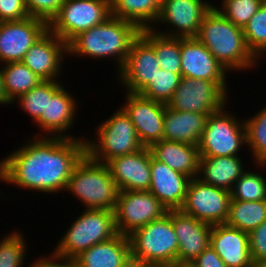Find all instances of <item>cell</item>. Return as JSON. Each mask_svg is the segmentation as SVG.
<instances>
[{"instance_id": "cell-1", "label": "cell", "mask_w": 266, "mask_h": 267, "mask_svg": "<svg viewBox=\"0 0 266 267\" xmlns=\"http://www.w3.org/2000/svg\"><path fill=\"white\" fill-rule=\"evenodd\" d=\"M29 138L0 159V182L44 196L64 193L75 166L86 154L85 139Z\"/></svg>"}, {"instance_id": "cell-2", "label": "cell", "mask_w": 266, "mask_h": 267, "mask_svg": "<svg viewBox=\"0 0 266 267\" xmlns=\"http://www.w3.org/2000/svg\"><path fill=\"white\" fill-rule=\"evenodd\" d=\"M141 30L133 23L112 15L102 24L85 30L67 43L68 57H90L89 60L113 59L116 73L130 52L132 42Z\"/></svg>"}, {"instance_id": "cell-3", "label": "cell", "mask_w": 266, "mask_h": 267, "mask_svg": "<svg viewBox=\"0 0 266 267\" xmlns=\"http://www.w3.org/2000/svg\"><path fill=\"white\" fill-rule=\"evenodd\" d=\"M198 41L212 53L230 73L256 70L260 62L247 46L243 28L235 26L216 8L205 15L197 36Z\"/></svg>"}, {"instance_id": "cell-4", "label": "cell", "mask_w": 266, "mask_h": 267, "mask_svg": "<svg viewBox=\"0 0 266 267\" xmlns=\"http://www.w3.org/2000/svg\"><path fill=\"white\" fill-rule=\"evenodd\" d=\"M65 193H71L85 209L114 211L119 189L105 163L85 154L67 181Z\"/></svg>"}, {"instance_id": "cell-5", "label": "cell", "mask_w": 266, "mask_h": 267, "mask_svg": "<svg viewBox=\"0 0 266 267\" xmlns=\"http://www.w3.org/2000/svg\"><path fill=\"white\" fill-rule=\"evenodd\" d=\"M68 227L51 253L71 261L91 246L118 234L114 211L105 209H84Z\"/></svg>"}, {"instance_id": "cell-6", "label": "cell", "mask_w": 266, "mask_h": 267, "mask_svg": "<svg viewBox=\"0 0 266 267\" xmlns=\"http://www.w3.org/2000/svg\"><path fill=\"white\" fill-rule=\"evenodd\" d=\"M128 237L133 261L151 267H168L177 261L179 244L172 225L171 210Z\"/></svg>"}, {"instance_id": "cell-7", "label": "cell", "mask_w": 266, "mask_h": 267, "mask_svg": "<svg viewBox=\"0 0 266 267\" xmlns=\"http://www.w3.org/2000/svg\"><path fill=\"white\" fill-rule=\"evenodd\" d=\"M94 130V139L85 138L86 154L100 163L141 150L136 129L129 115L120 106L109 118L99 123Z\"/></svg>"}, {"instance_id": "cell-8", "label": "cell", "mask_w": 266, "mask_h": 267, "mask_svg": "<svg viewBox=\"0 0 266 267\" xmlns=\"http://www.w3.org/2000/svg\"><path fill=\"white\" fill-rule=\"evenodd\" d=\"M228 105L208 116L198 145L201 158L241 156L240 150L247 149L244 120L230 113Z\"/></svg>"}, {"instance_id": "cell-9", "label": "cell", "mask_w": 266, "mask_h": 267, "mask_svg": "<svg viewBox=\"0 0 266 267\" xmlns=\"http://www.w3.org/2000/svg\"><path fill=\"white\" fill-rule=\"evenodd\" d=\"M111 15L109 0H64L48 23V30L68 43L77 34L104 23Z\"/></svg>"}, {"instance_id": "cell-10", "label": "cell", "mask_w": 266, "mask_h": 267, "mask_svg": "<svg viewBox=\"0 0 266 267\" xmlns=\"http://www.w3.org/2000/svg\"><path fill=\"white\" fill-rule=\"evenodd\" d=\"M64 81H47V106L46 113L35 122L41 131L31 137L49 138H74L85 139L83 136H75L70 133L78 116V101L71 91H67ZM40 127V128H39ZM69 132V134H67Z\"/></svg>"}, {"instance_id": "cell-11", "label": "cell", "mask_w": 266, "mask_h": 267, "mask_svg": "<svg viewBox=\"0 0 266 267\" xmlns=\"http://www.w3.org/2000/svg\"><path fill=\"white\" fill-rule=\"evenodd\" d=\"M228 82L182 77L167 107L176 111L213 114L229 102Z\"/></svg>"}, {"instance_id": "cell-12", "label": "cell", "mask_w": 266, "mask_h": 267, "mask_svg": "<svg viewBox=\"0 0 266 267\" xmlns=\"http://www.w3.org/2000/svg\"><path fill=\"white\" fill-rule=\"evenodd\" d=\"M213 5L209 0H162L158 18L151 30L167 37L195 38ZM159 23L167 30L159 29Z\"/></svg>"}, {"instance_id": "cell-13", "label": "cell", "mask_w": 266, "mask_h": 267, "mask_svg": "<svg viewBox=\"0 0 266 267\" xmlns=\"http://www.w3.org/2000/svg\"><path fill=\"white\" fill-rule=\"evenodd\" d=\"M166 207L150 191H119L114 209L117 233L129 236L135 230L167 214Z\"/></svg>"}, {"instance_id": "cell-14", "label": "cell", "mask_w": 266, "mask_h": 267, "mask_svg": "<svg viewBox=\"0 0 266 267\" xmlns=\"http://www.w3.org/2000/svg\"><path fill=\"white\" fill-rule=\"evenodd\" d=\"M231 200V192L203 183L192 178L187 187L182 213L202 222L216 225L225 224Z\"/></svg>"}, {"instance_id": "cell-15", "label": "cell", "mask_w": 266, "mask_h": 267, "mask_svg": "<svg viewBox=\"0 0 266 267\" xmlns=\"http://www.w3.org/2000/svg\"><path fill=\"white\" fill-rule=\"evenodd\" d=\"M158 58L152 46L139 35L121 69L115 74L117 84L124 92L140 93L160 70Z\"/></svg>"}, {"instance_id": "cell-16", "label": "cell", "mask_w": 266, "mask_h": 267, "mask_svg": "<svg viewBox=\"0 0 266 267\" xmlns=\"http://www.w3.org/2000/svg\"><path fill=\"white\" fill-rule=\"evenodd\" d=\"M125 103L120 105L129 115L138 138L144 147L163 140L166 104L153 101L139 93H124Z\"/></svg>"}, {"instance_id": "cell-17", "label": "cell", "mask_w": 266, "mask_h": 267, "mask_svg": "<svg viewBox=\"0 0 266 267\" xmlns=\"http://www.w3.org/2000/svg\"><path fill=\"white\" fill-rule=\"evenodd\" d=\"M48 30V23L31 17L0 22V65L22 61L30 47Z\"/></svg>"}, {"instance_id": "cell-18", "label": "cell", "mask_w": 266, "mask_h": 267, "mask_svg": "<svg viewBox=\"0 0 266 267\" xmlns=\"http://www.w3.org/2000/svg\"><path fill=\"white\" fill-rule=\"evenodd\" d=\"M66 55L67 43L47 30L30 47L22 62L43 81H57L63 75Z\"/></svg>"}, {"instance_id": "cell-19", "label": "cell", "mask_w": 266, "mask_h": 267, "mask_svg": "<svg viewBox=\"0 0 266 267\" xmlns=\"http://www.w3.org/2000/svg\"><path fill=\"white\" fill-rule=\"evenodd\" d=\"M151 152L143 147L134 153L109 160L111 176L119 191H149L151 184Z\"/></svg>"}, {"instance_id": "cell-20", "label": "cell", "mask_w": 266, "mask_h": 267, "mask_svg": "<svg viewBox=\"0 0 266 267\" xmlns=\"http://www.w3.org/2000/svg\"><path fill=\"white\" fill-rule=\"evenodd\" d=\"M181 76L213 82H228V71L196 38H180Z\"/></svg>"}, {"instance_id": "cell-21", "label": "cell", "mask_w": 266, "mask_h": 267, "mask_svg": "<svg viewBox=\"0 0 266 267\" xmlns=\"http://www.w3.org/2000/svg\"><path fill=\"white\" fill-rule=\"evenodd\" d=\"M179 249L177 261H193L210 246L211 224L202 222L180 210H171Z\"/></svg>"}, {"instance_id": "cell-22", "label": "cell", "mask_w": 266, "mask_h": 267, "mask_svg": "<svg viewBox=\"0 0 266 267\" xmlns=\"http://www.w3.org/2000/svg\"><path fill=\"white\" fill-rule=\"evenodd\" d=\"M151 184L149 191L167 210H179L185 200L190 177L171 169L151 155Z\"/></svg>"}, {"instance_id": "cell-23", "label": "cell", "mask_w": 266, "mask_h": 267, "mask_svg": "<svg viewBox=\"0 0 266 267\" xmlns=\"http://www.w3.org/2000/svg\"><path fill=\"white\" fill-rule=\"evenodd\" d=\"M210 246L227 267H253L249 233L226 224L212 226Z\"/></svg>"}, {"instance_id": "cell-24", "label": "cell", "mask_w": 266, "mask_h": 267, "mask_svg": "<svg viewBox=\"0 0 266 267\" xmlns=\"http://www.w3.org/2000/svg\"><path fill=\"white\" fill-rule=\"evenodd\" d=\"M130 261L129 237L119 233L91 246L73 260L75 267H125Z\"/></svg>"}, {"instance_id": "cell-25", "label": "cell", "mask_w": 266, "mask_h": 267, "mask_svg": "<svg viewBox=\"0 0 266 267\" xmlns=\"http://www.w3.org/2000/svg\"><path fill=\"white\" fill-rule=\"evenodd\" d=\"M209 115L176 111L166 106L163 140L198 146Z\"/></svg>"}, {"instance_id": "cell-26", "label": "cell", "mask_w": 266, "mask_h": 267, "mask_svg": "<svg viewBox=\"0 0 266 267\" xmlns=\"http://www.w3.org/2000/svg\"><path fill=\"white\" fill-rule=\"evenodd\" d=\"M151 155L171 169L189 176L198 177L200 153L197 145L161 140L149 147Z\"/></svg>"}, {"instance_id": "cell-27", "label": "cell", "mask_w": 266, "mask_h": 267, "mask_svg": "<svg viewBox=\"0 0 266 267\" xmlns=\"http://www.w3.org/2000/svg\"><path fill=\"white\" fill-rule=\"evenodd\" d=\"M243 156L200 158L198 179L203 183L231 192L235 182L247 170Z\"/></svg>"}, {"instance_id": "cell-28", "label": "cell", "mask_w": 266, "mask_h": 267, "mask_svg": "<svg viewBox=\"0 0 266 267\" xmlns=\"http://www.w3.org/2000/svg\"><path fill=\"white\" fill-rule=\"evenodd\" d=\"M162 0H109L111 14L135 24L140 30L151 29L160 12Z\"/></svg>"}, {"instance_id": "cell-29", "label": "cell", "mask_w": 266, "mask_h": 267, "mask_svg": "<svg viewBox=\"0 0 266 267\" xmlns=\"http://www.w3.org/2000/svg\"><path fill=\"white\" fill-rule=\"evenodd\" d=\"M1 71L3 91L9 106L21 95L43 81L22 61L2 64Z\"/></svg>"}, {"instance_id": "cell-30", "label": "cell", "mask_w": 266, "mask_h": 267, "mask_svg": "<svg viewBox=\"0 0 266 267\" xmlns=\"http://www.w3.org/2000/svg\"><path fill=\"white\" fill-rule=\"evenodd\" d=\"M266 220V200H230L226 225L250 233Z\"/></svg>"}, {"instance_id": "cell-31", "label": "cell", "mask_w": 266, "mask_h": 267, "mask_svg": "<svg viewBox=\"0 0 266 267\" xmlns=\"http://www.w3.org/2000/svg\"><path fill=\"white\" fill-rule=\"evenodd\" d=\"M140 35L154 49L162 70L181 73L180 38L157 34L151 29L141 30Z\"/></svg>"}, {"instance_id": "cell-32", "label": "cell", "mask_w": 266, "mask_h": 267, "mask_svg": "<svg viewBox=\"0 0 266 267\" xmlns=\"http://www.w3.org/2000/svg\"><path fill=\"white\" fill-rule=\"evenodd\" d=\"M254 165L257 170L248 168L235 182L231 190V199L249 202L266 200V177L263 175L264 172H260L262 169L264 171L266 165Z\"/></svg>"}, {"instance_id": "cell-33", "label": "cell", "mask_w": 266, "mask_h": 267, "mask_svg": "<svg viewBox=\"0 0 266 267\" xmlns=\"http://www.w3.org/2000/svg\"><path fill=\"white\" fill-rule=\"evenodd\" d=\"M246 129V147L252 154L253 164L266 163V106L243 119Z\"/></svg>"}, {"instance_id": "cell-34", "label": "cell", "mask_w": 266, "mask_h": 267, "mask_svg": "<svg viewBox=\"0 0 266 267\" xmlns=\"http://www.w3.org/2000/svg\"><path fill=\"white\" fill-rule=\"evenodd\" d=\"M27 245L28 242L20 230L14 229L6 233L0 239V267H23L28 252Z\"/></svg>"}, {"instance_id": "cell-35", "label": "cell", "mask_w": 266, "mask_h": 267, "mask_svg": "<svg viewBox=\"0 0 266 267\" xmlns=\"http://www.w3.org/2000/svg\"><path fill=\"white\" fill-rule=\"evenodd\" d=\"M248 48L261 61L266 57V3H263L243 27Z\"/></svg>"}, {"instance_id": "cell-36", "label": "cell", "mask_w": 266, "mask_h": 267, "mask_svg": "<svg viewBox=\"0 0 266 267\" xmlns=\"http://www.w3.org/2000/svg\"><path fill=\"white\" fill-rule=\"evenodd\" d=\"M181 79V73H173L160 69L150 83L139 94L153 101L167 105Z\"/></svg>"}, {"instance_id": "cell-37", "label": "cell", "mask_w": 266, "mask_h": 267, "mask_svg": "<svg viewBox=\"0 0 266 267\" xmlns=\"http://www.w3.org/2000/svg\"><path fill=\"white\" fill-rule=\"evenodd\" d=\"M221 6L213 5L235 26L243 28L263 4L262 0H222Z\"/></svg>"}, {"instance_id": "cell-38", "label": "cell", "mask_w": 266, "mask_h": 267, "mask_svg": "<svg viewBox=\"0 0 266 267\" xmlns=\"http://www.w3.org/2000/svg\"><path fill=\"white\" fill-rule=\"evenodd\" d=\"M15 103L18 109L23 110L28 117L31 116L30 119L35 123L42 113H46L47 81H41L37 86L17 98L12 105L14 106Z\"/></svg>"}, {"instance_id": "cell-39", "label": "cell", "mask_w": 266, "mask_h": 267, "mask_svg": "<svg viewBox=\"0 0 266 267\" xmlns=\"http://www.w3.org/2000/svg\"><path fill=\"white\" fill-rule=\"evenodd\" d=\"M31 17L49 23L59 12L64 0H24Z\"/></svg>"}, {"instance_id": "cell-40", "label": "cell", "mask_w": 266, "mask_h": 267, "mask_svg": "<svg viewBox=\"0 0 266 267\" xmlns=\"http://www.w3.org/2000/svg\"><path fill=\"white\" fill-rule=\"evenodd\" d=\"M29 16L24 0H0V22L24 20Z\"/></svg>"}, {"instance_id": "cell-41", "label": "cell", "mask_w": 266, "mask_h": 267, "mask_svg": "<svg viewBox=\"0 0 266 267\" xmlns=\"http://www.w3.org/2000/svg\"><path fill=\"white\" fill-rule=\"evenodd\" d=\"M249 248L253 263L266 260V220L249 233Z\"/></svg>"}, {"instance_id": "cell-42", "label": "cell", "mask_w": 266, "mask_h": 267, "mask_svg": "<svg viewBox=\"0 0 266 267\" xmlns=\"http://www.w3.org/2000/svg\"><path fill=\"white\" fill-rule=\"evenodd\" d=\"M47 256V257H46ZM42 255L41 257H36L37 259H32L33 262L27 263L26 267H75V264L71 260L63 259L54 256L52 253Z\"/></svg>"}, {"instance_id": "cell-43", "label": "cell", "mask_w": 266, "mask_h": 267, "mask_svg": "<svg viewBox=\"0 0 266 267\" xmlns=\"http://www.w3.org/2000/svg\"><path fill=\"white\" fill-rule=\"evenodd\" d=\"M197 267H227L211 246L193 260Z\"/></svg>"}, {"instance_id": "cell-44", "label": "cell", "mask_w": 266, "mask_h": 267, "mask_svg": "<svg viewBox=\"0 0 266 267\" xmlns=\"http://www.w3.org/2000/svg\"><path fill=\"white\" fill-rule=\"evenodd\" d=\"M0 105H2L3 107L8 106V100L6 99V96L4 94L3 91V82H2V71H1V65H0Z\"/></svg>"}, {"instance_id": "cell-45", "label": "cell", "mask_w": 266, "mask_h": 267, "mask_svg": "<svg viewBox=\"0 0 266 267\" xmlns=\"http://www.w3.org/2000/svg\"><path fill=\"white\" fill-rule=\"evenodd\" d=\"M168 267H197L193 261H176Z\"/></svg>"}, {"instance_id": "cell-46", "label": "cell", "mask_w": 266, "mask_h": 267, "mask_svg": "<svg viewBox=\"0 0 266 267\" xmlns=\"http://www.w3.org/2000/svg\"><path fill=\"white\" fill-rule=\"evenodd\" d=\"M125 267H151V266L131 260Z\"/></svg>"}, {"instance_id": "cell-47", "label": "cell", "mask_w": 266, "mask_h": 267, "mask_svg": "<svg viewBox=\"0 0 266 267\" xmlns=\"http://www.w3.org/2000/svg\"><path fill=\"white\" fill-rule=\"evenodd\" d=\"M253 267H266V260L254 262Z\"/></svg>"}]
</instances>
